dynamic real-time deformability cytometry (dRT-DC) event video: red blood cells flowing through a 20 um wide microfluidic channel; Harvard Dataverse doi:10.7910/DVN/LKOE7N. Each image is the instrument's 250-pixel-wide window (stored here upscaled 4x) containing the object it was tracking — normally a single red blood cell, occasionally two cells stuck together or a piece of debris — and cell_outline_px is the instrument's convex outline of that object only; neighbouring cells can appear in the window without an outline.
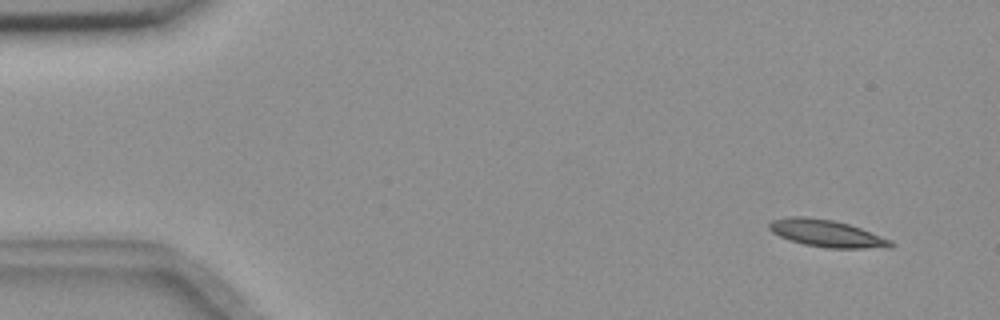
{"species": "common noctule bat (a hibernating species)", "species_latin": "Nyctalus noctula", "temperature_condition": "room temperature", "stored_images_in_passage": 3, "camera_frame_rate_fps": 3000, "um_per_image_px": 0.085, "animal": {"sex": "female", "body_mass_g": 18.4}, "frame": {"image": 1, "passage_image": 1, "time_ms": 0.0, "image_size_px": [1000, 320], "cell_outline_px": [[896, 244], [892, 248], [828, 248], [804, 244], [780, 236], [772, 232], [768, 228], [768, 224], [772, 220], [788, 216], [808, 216], [832, 220], [848, 224], [860, 228], [892, 240]], "centroid_in_image_um": [70.29, 19.84], "position_along_channel_um": 14.7, "area_um2": 19.25}}